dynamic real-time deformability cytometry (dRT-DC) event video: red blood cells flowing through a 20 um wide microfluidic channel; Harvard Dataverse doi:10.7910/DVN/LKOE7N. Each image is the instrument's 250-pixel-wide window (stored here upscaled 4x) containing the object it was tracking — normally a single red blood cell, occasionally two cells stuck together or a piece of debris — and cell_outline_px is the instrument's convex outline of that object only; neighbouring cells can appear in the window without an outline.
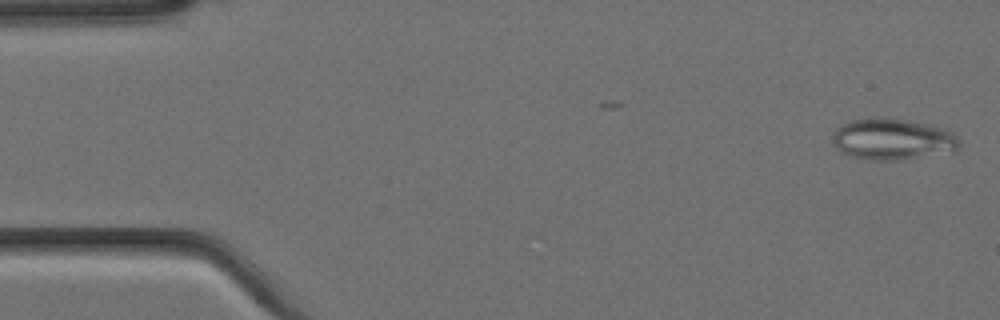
{"species": "Egyptian fruit bat (a non-hibernating species)", "species_latin": "Rousettus aegyptiacus", "temperature_condition": "cold", "stored_images_in_passage": 5, "camera_frame_rate_fps": 3000, "um_per_image_px": 0.085, "animal": {"sex": "female"}, "frame": {"image": 1, "passage_image": 1, "time_ms": 0.0, "image_size_px": [1000, 320], "cell_outline_px": [[960, 148], [956, 152], [900, 160], [864, 160], [840, 152], [832, 144], [832, 136], [836, 128], [840, 124], [852, 120], [868, 116], [884, 116], [908, 120], [948, 128], [960, 140]], "centroid_in_image_um": [75.88, 11.82], "position_along_channel_um": 9.1, "area_um2": 31.67}}